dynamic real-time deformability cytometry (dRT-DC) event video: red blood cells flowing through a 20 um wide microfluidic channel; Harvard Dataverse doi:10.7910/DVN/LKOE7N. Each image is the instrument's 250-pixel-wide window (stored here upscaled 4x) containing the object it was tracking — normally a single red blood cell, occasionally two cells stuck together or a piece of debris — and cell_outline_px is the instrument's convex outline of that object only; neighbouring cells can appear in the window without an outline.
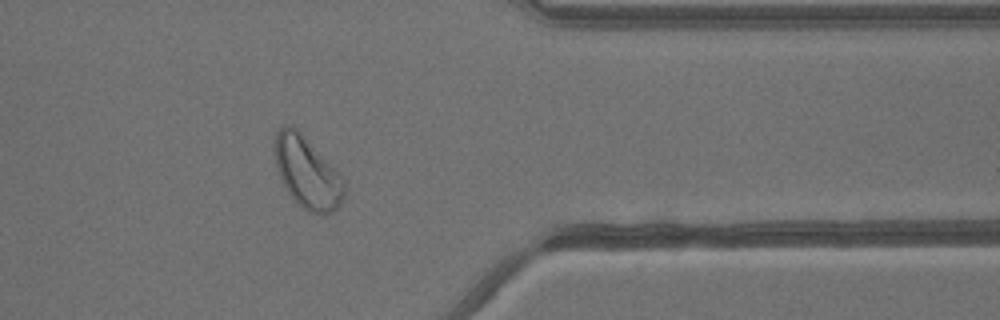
{"species": "common noctule bat (a hibernating species)", "species_latin": "Nyctalus noctula", "temperature_condition": "warm", "stored_images_in_passage": 28, "camera_frame_rate_fps": 3000, "um_per_image_px": 0.085, "animal": {"sex": "male", "body_mass_g": 13.3}, "frame": {"image": 1, "passage_image": 20, "time_ms": 6.333, "image_size_px": [1000, 320], "cell_outline_px": [[344, 196], [340, 204], [332, 212], [320, 216], [304, 208], [288, 192], [280, 176], [276, 164], [276, 132], [284, 124], [292, 124], [304, 136], [344, 180]], "centroid_in_image_um": [26.11, 14.68], "position_along_channel_um": 385.3, "area_um2": 28.03}}